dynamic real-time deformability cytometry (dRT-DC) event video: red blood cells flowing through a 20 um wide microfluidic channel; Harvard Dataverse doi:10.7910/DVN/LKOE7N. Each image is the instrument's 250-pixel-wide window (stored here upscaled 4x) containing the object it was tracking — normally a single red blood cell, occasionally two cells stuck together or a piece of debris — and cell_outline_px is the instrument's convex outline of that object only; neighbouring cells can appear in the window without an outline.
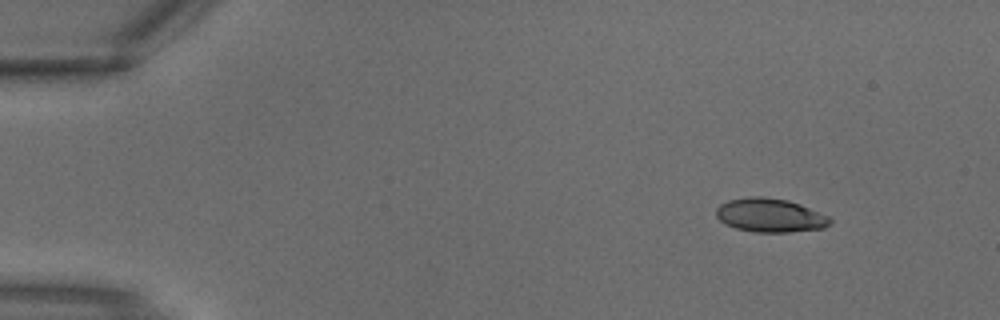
{"species": "common noctule bat (a hibernating species)", "species_latin": "Nyctalus noctula", "temperature_condition": "warm", "stored_images_in_passage": 2, "camera_frame_rate_fps": 3000, "um_per_image_px": 0.085, "animal": {"sex": "male", "body_mass_g": 18.8}, "frame": {"image": 1, "passage_image": 1, "time_ms": 0.0, "image_size_px": [1000, 320], "cell_outline_px": [[832, 224], [824, 228], [788, 232], [756, 232], [736, 228], [724, 224], [716, 216], [716, 208], [720, 204], [728, 200], [752, 196], [764, 196], [788, 200], [800, 204], [828, 216], [832, 220]], "centroid_in_image_um": [65.45, 18.3], "position_along_channel_um": 19.5, "area_um2": 22.48}}